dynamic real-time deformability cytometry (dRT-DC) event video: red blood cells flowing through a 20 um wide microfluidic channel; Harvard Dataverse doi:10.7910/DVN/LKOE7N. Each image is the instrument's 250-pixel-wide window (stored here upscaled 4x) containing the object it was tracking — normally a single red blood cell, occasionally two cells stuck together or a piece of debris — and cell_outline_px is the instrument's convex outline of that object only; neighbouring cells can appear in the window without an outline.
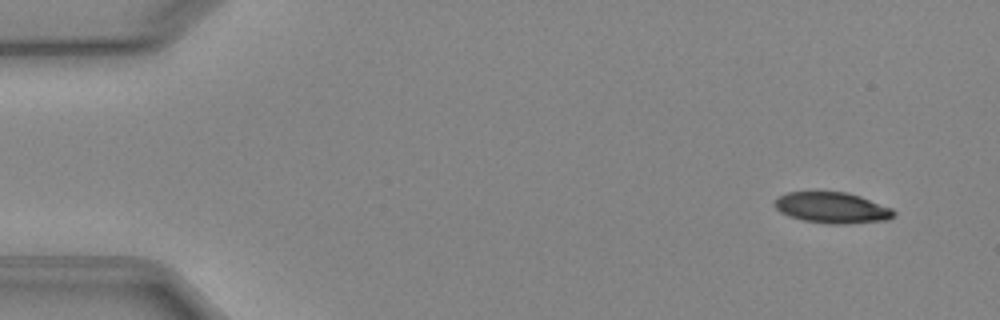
{"species": "Egyptian fruit bat (a non-hibernating species)", "species_latin": "Rousettus aegyptiacus", "temperature_condition": "cold", "stored_images_in_passage": 5, "camera_frame_rate_fps": 3000, "um_per_image_px": 0.085, "animal": {"sex": "female"}, "frame": {"image": 1, "passage_image": 1, "time_ms": 0.0, "image_size_px": [1000, 320], "cell_outline_px": [[896, 212], [888, 220], [844, 224], [828, 224], [804, 220], [788, 216], [780, 212], [776, 208], [776, 200], [780, 196], [788, 192], [848, 192], [860, 196], [892, 208]], "centroid_in_image_um": [70.75, 17.66], "position_along_channel_um": 14.2, "area_um2": 21.33}}
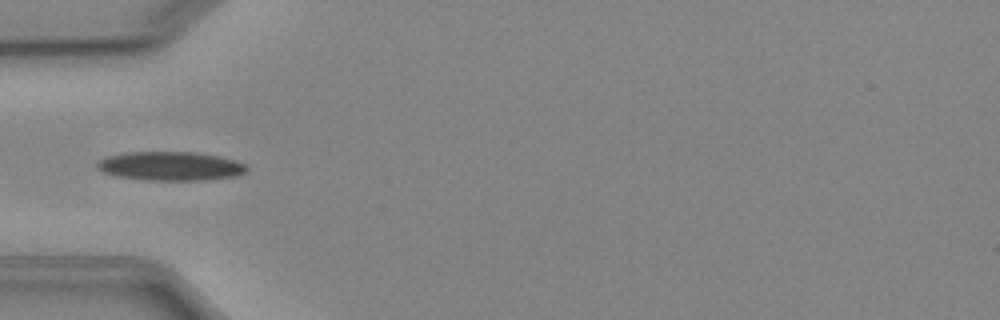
{"frame": {"image": 2, "passage_image": 4, "time_ms": 4.333, "image_size_px": [1000, 320], "cell_outline_px": [[248, 168], [244, 172], [232, 176], [204, 180], [144, 180], [116, 176], [104, 172], [96, 168], [96, 164], [100, 160], [108, 156], [124, 152], [196, 152], [220, 156], [236, 160], [244, 164]], "centroid_in_image_um": [14.46, 14.11], "position_along_channel_um": 70.5, "area_um2": 25.14}}